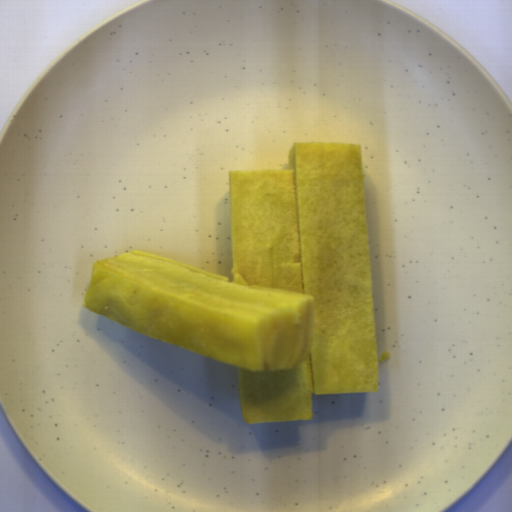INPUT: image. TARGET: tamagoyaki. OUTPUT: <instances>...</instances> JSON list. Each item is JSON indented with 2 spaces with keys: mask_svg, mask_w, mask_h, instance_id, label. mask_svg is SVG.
Returning a JSON list of instances; mask_svg holds the SVG:
<instances>
[{
  "mask_svg": "<svg viewBox=\"0 0 512 512\" xmlns=\"http://www.w3.org/2000/svg\"><path fill=\"white\" fill-rule=\"evenodd\" d=\"M229 186L232 281L134 250L93 265L83 308L237 367L246 425L378 392L362 144L294 142L288 168Z\"/></svg>",
  "mask_w": 512,
  "mask_h": 512,
  "instance_id": "obj_1",
  "label": "tamagoyaki"
}]
</instances>
